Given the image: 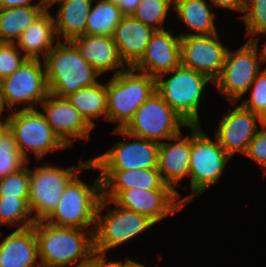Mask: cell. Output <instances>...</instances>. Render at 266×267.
Segmentation results:
<instances>
[{"label":"cell","mask_w":266,"mask_h":267,"mask_svg":"<svg viewBox=\"0 0 266 267\" xmlns=\"http://www.w3.org/2000/svg\"><path fill=\"white\" fill-rule=\"evenodd\" d=\"M66 98L92 127L96 124L93 118L103 115L107 121L106 84L97 82L71 93Z\"/></svg>","instance_id":"83f0119b"},{"label":"cell","mask_w":266,"mask_h":267,"mask_svg":"<svg viewBox=\"0 0 266 267\" xmlns=\"http://www.w3.org/2000/svg\"><path fill=\"white\" fill-rule=\"evenodd\" d=\"M155 31L132 16L122 17L115 28L113 40L125 65L133 67L141 59Z\"/></svg>","instance_id":"ffe728a7"},{"label":"cell","mask_w":266,"mask_h":267,"mask_svg":"<svg viewBox=\"0 0 266 267\" xmlns=\"http://www.w3.org/2000/svg\"><path fill=\"white\" fill-rule=\"evenodd\" d=\"M205 0H174L172 8L188 29L197 32L196 35H212L217 33L214 16ZM210 6V7H208Z\"/></svg>","instance_id":"484cf974"},{"label":"cell","mask_w":266,"mask_h":267,"mask_svg":"<svg viewBox=\"0 0 266 267\" xmlns=\"http://www.w3.org/2000/svg\"><path fill=\"white\" fill-rule=\"evenodd\" d=\"M261 126L262 130H258L254 138L250 141L245 155L255 160L266 174V122Z\"/></svg>","instance_id":"8d00e7d4"},{"label":"cell","mask_w":266,"mask_h":267,"mask_svg":"<svg viewBox=\"0 0 266 267\" xmlns=\"http://www.w3.org/2000/svg\"><path fill=\"white\" fill-rule=\"evenodd\" d=\"M43 61L50 94L67 97L98 82L100 74L82 58L71 41L57 40Z\"/></svg>","instance_id":"7a4b0ae2"},{"label":"cell","mask_w":266,"mask_h":267,"mask_svg":"<svg viewBox=\"0 0 266 267\" xmlns=\"http://www.w3.org/2000/svg\"><path fill=\"white\" fill-rule=\"evenodd\" d=\"M41 63L40 59H27L13 74L0 81L4 108L7 107L9 111L17 104H24V110L35 109L34 105L41 103L50 94L45 66Z\"/></svg>","instance_id":"7c38bea8"},{"label":"cell","mask_w":266,"mask_h":267,"mask_svg":"<svg viewBox=\"0 0 266 267\" xmlns=\"http://www.w3.org/2000/svg\"><path fill=\"white\" fill-rule=\"evenodd\" d=\"M98 171L102 181V191H125L134 188L142 190L172 189L165 184L158 168Z\"/></svg>","instance_id":"603a6c76"},{"label":"cell","mask_w":266,"mask_h":267,"mask_svg":"<svg viewBox=\"0 0 266 267\" xmlns=\"http://www.w3.org/2000/svg\"><path fill=\"white\" fill-rule=\"evenodd\" d=\"M32 0H0V9H8L21 6H46L45 3L40 0L39 3L33 4Z\"/></svg>","instance_id":"ab89813d"},{"label":"cell","mask_w":266,"mask_h":267,"mask_svg":"<svg viewBox=\"0 0 266 267\" xmlns=\"http://www.w3.org/2000/svg\"><path fill=\"white\" fill-rule=\"evenodd\" d=\"M4 106H3V104H2V100H1V96H0V118H1V114H2V112L4 111ZM0 121H3L2 119H0Z\"/></svg>","instance_id":"f6af8a7d"},{"label":"cell","mask_w":266,"mask_h":267,"mask_svg":"<svg viewBox=\"0 0 266 267\" xmlns=\"http://www.w3.org/2000/svg\"><path fill=\"white\" fill-rule=\"evenodd\" d=\"M240 18L246 25V35H253L248 41H255V35L266 34V0H246Z\"/></svg>","instance_id":"d6a6232c"},{"label":"cell","mask_w":266,"mask_h":267,"mask_svg":"<svg viewBox=\"0 0 266 267\" xmlns=\"http://www.w3.org/2000/svg\"><path fill=\"white\" fill-rule=\"evenodd\" d=\"M6 122L14 134L19 152L28 163L29 150L39 161L43 155L67 147L47 123L44 113L37 108L15 111L6 118Z\"/></svg>","instance_id":"9c48e42d"},{"label":"cell","mask_w":266,"mask_h":267,"mask_svg":"<svg viewBox=\"0 0 266 267\" xmlns=\"http://www.w3.org/2000/svg\"><path fill=\"white\" fill-rule=\"evenodd\" d=\"M41 105L44 107L47 123L67 146H72L77 138L89 139V134L94 127L83 118L66 97L49 94Z\"/></svg>","instance_id":"e0dca14e"},{"label":"cell","mask_w":266,"mask_h":267,"mask_svg":"<svg viewBox=\"0 0 266 267\" xmlns=\"http://www.w3.org/2000/svg\"><path fill=\"white\" fill-rule=\"evenodd\" d=\"M209 81L206 75L179 65L156 77V92L189 125H200L198 108Z\"/></svg>","instance_id":"277c9868"},{"label":"cell","mask_w":266,"mask_h":267,"mask_svg":"<svg viewBox=\"0 0 266 267\" xmlns=\"http://www.w3.org/2000/svg\"><path fill=\"white\" fill-rule=\"evenodd\" d=\"M180 36V65L206 75L214 83L222 71L228 51L221 44L218 34L184 33Z\"/></svg>","instance_id":"9a60e30c"},{"label":"cell","mask_w":266,"mask_h":267,"mask_svg":"<svg viewBox=\"0 0 266 267\" xmlns=\"http://www.w3.org/2000/svg\"><path fill=\"white\" fill-rule=\"evenodd\" d=\"M29 168L26 164L14 173L0 179V197H28Z\"/></svg>","instance_id":"836d02e7"},{"label":"cell","mask_w":266,"mask_h":267,"mask_svg":"<svg viewBox=\"0 0 266 267\" xmlns=\"http://www.w3.org/2000/svg\"><path fill=\"white\" fill-rule=\"evenodd\" d=\"M34 231L37 239L41 267L81 266L91 262L94 253V228L85 229L36 221Z\"/></svg>","instance_id":"6da1fadb"},{"label":"cell","mask_w":266,"mask_h":267,"mask_svg":"<svg viewBox=\"0 0 266 267\" xmlns=\"http://www.w3.org/2000/svg\"><path fill=\"white\" fill-rule=\"evenodd\" d=\"M106 254L105 253H99V252H94L92 255L91 263L95 267H131L136 261L127 258L126 256V261H109L107 262L106 260Z\"/></svg>","instance_id":"74e56055"},{"label":"cell","mask_w":266,"mask_h":267,"mask_svg":"<svg viewBox=\"0 0 266 267\" xmlns=\"http://www.w3.org/2000/svg\"><path fill=\"white\" fill-rule=\"evenodd\" d=\"M180 39L171 31L156 30L141 59L133 66L135 70L150 76L172 71L180 65Z\"/></svg>","instance_id":"ac0fdd59"},{"label":"cell","mask_w":266,"mask_h":267,"mask_svg":"<svg viewBox=\"0 0 266 267\" xmlns=\"http://www.w3.org/2000/svg\"><path fill=\"white\" fill-rule=\"evenodd\" d=\"M211 1V5L214 7H224L236 11L243 12L244 2L242 0H208Z\"/></svg>","instance_id":"f35d334b"},{"label":"cell","mask_w":266,"mask_h":267,"mask_svg":"<svg viewBox=\"0 0 266 267\" xmlns=\"http://www.w3.org/2000/svg\"><path fill=\"white\" fill-rule=\"evenodd\" d=\"M7 127L6 119L4 121H0V133Z\"/></svg>","instance_id":"ee69618b"},{"label":"cell","mask_w":266,"mask_h":267,"mask_svg":"<svg viewBox=\"0 0 266 267\" xmlns=\"http://www.w3.org/2000/svg\"><path fill=\"white\" fill-rule=\"evenodd\" d=\"M114 133L129 137L128 141L115 143L111 149L90 158L91 168L96 170H136L157 168L159 143L115 128ZM134 139L133 141H131Z\"/></svg>","instance_id":"4fadbf2b"},{"label":"cell","mask_w":266,"mask_h":267,"mask_svg":"<svg viewBox=\"0 0 266 267\" xmlns=\"http://www.w3.org/2000/svg\"><path fill=\"white\" fill-rule=\"evenodd\" d=\"M110 203L111 200L102 197L97 208L93 232L94 252L106 254L110 248L130 241L156 224L147 216L118 205L109 208L105 216L102 215L101 211Z\"/></svg>","instance_id":"52a82bcc"},{"label":"cell","mask_w":266,"mask_h":267,"mask_svg":"<svg viewBox=\"0 0 266 267\" xmlns=\"http://www.w3.org/2000/svg\"><path fill=\"white\" fill-rule=\"evenodd\" d=\"M260 53H261L262 62L266 61V43L264 44V48L262 49Z\"/></svg>","instance_id":"b9f144b4"},{"label":"cell","mask_w":266,"mask_h":267,"mask_svg":"<svg viewBox=\"0 0 266 267\" xmlns=\"http://www.w3.org/2000/svg\"><path fill=\"white\" fill-rule=\"evenodd\" d=\"M42 1L48 8H50L53 5V3L56 2L57 0H42Z\"/></svg>","instance_id":"7bdbcfd3"},{"label":"cell","mask_w":266,"mask_h":267,"mask_svg":"<svg viewBox=\"0 0 266 267\" xmlns=\"http://www.w3.org/2000/svg\"><path fill=\"white\" fill-rule=\"evenodd\" d=\"M251 87L253 88L250 98L243 100L241 105L266 122V69L258 74Z\"/></svg>","instance_id":"e575fe53"},{"label":"cell","mask_w":266,"mask_h":267,"mask_svg":"<svg viewBox=\"0 0 266 267\" xmlns=\"http://www.w3.org/2000/svg\"><path fill=\"white\" fill-rule=\"evenodd\" d=\"M61 3L54 18L55 32L58 41L63 37L64 41H72L85 35L87 17L90 13L93 0H57ZM61 36V37H60Z\"/></svg>","instance_id":"d4e9b609"},{"label":"cell","mask_w":266,"mask_h":267,"mask_svg":"<svg viewBox=\"0 0 266 267\" xmlns=\"http://www.w3.org/2000/svg\"><path fill=\"white\" fill-rule=\"evenodd\" d=\"M71 42L76 46L82 58L100 75L111 70H115L114 75H117L125 70L122 69L125 68V63L119 56L113 36L85 34Z\"/></svg>","instance_id":"44dd1931"},{"label":"cell","mask_w":266,"mask_h":267,"mask_svg":"<svg viewBox=\"0 0 266 267\" xmlns=\"http://www.w3.org/2000/svg\"><path fill=\"white\" fill-rule=\"evenodd\" d=\"M102 197L111 200L121 208L143 214L155 223L177 212L185 205L178 200L180 199L178 193L173 189L134 188L125 191H102Z\"/></svg>","instance_id":"5bb4252c"},{"label":"cell","mask_w":266,"mask_h":267,"mask_svg":"<svg viewBox=\"0 0 266 267\" xmlns=\"http://www.w3.org/2000/svg\"><path fill=\"white\" fill-rule=\"evenodd\" d=\"M170 140L174 142L159 143L157 168L165 184L175 190L180 198L174 185L189 176L191 136L183 138V133H180Z\"/></svg>","instance_id":"d6986e66"},{"label":"cell","mask_w":266,"mask_h":267,"mask_svg":"<svg viewBox=\"0 0 266 267\" xmlns=\"http://www.w3.org/2000/svg\"><path fill=\"white\" fill-rule=\"evenodd\" d=\"M101 198L100 175L91 187L76 175L65 187L56 208L44 221L56 226L85 229L92 225L95 228Z\"/></svg>","instance_id":"5b68a950"},{"label":"cell","mask_w":266,"mask_h":267,"mask_svg":"<svg viewBox=\"0 0 266 267\" xmlns=\"http://www.w3.org/2000/svg\"><path fill=\"white\" fill-rule=\"evenodd\" d=\"M123 13L120 7L111 1L99 0L91 7L85 26L86 35L113 36L115 28L121 22Z\"/></svg>","instance_id":"f1b7e54d"},{"label":"cell","mask_w":266,"mask_h":267,"mask_svg":"<svg viewBox=\"0 0 266 267\" xmlns=\"http://www.w3.org/2000/svg\"><path fill=\"white\" fill-rule=\"evenodd\" d=\"M182 126L189 124L155 91L135 112L124 130L131 135L161 143V139L170 140L180 134Z\"/></svg>","instance_id":"30bf717a"},{"label":"cell","mask_w":266,"mask_h":267,"mask_svg":"<svg viewBox=\"0 0 266 267\" xmlns=\"http://www.w3.org/2000/svg\"><path fill=\"white\" fill-rule=\"evenodd\" d=\"M46 9L19 36L15 45L27 59L43 58L53 49L56 32L53 15Z\"/></svg>","instance_id":"cb8c5ba5"},{"label":"cell","mask_w":266,"mask_h":267,"mask_svg":"<svg viewBox=\"0 0 266 267\" xmlns=\"http://www.w3.org/2000/svg\"><path fill=\"white\" fill-rule=\"evenodd\" d=\"M26 60L15 43L0 42V81L13 74Z\"/></svg>","instance_id":"d590c367"},{"label":"cell","mask_w":266,"mask_h":267,"mask_svg":"<svg viewBox=\"0 0 266 267\" xmlns=\"http://www.w3.org/2000/svg\"><path fill=\"white\" fill-rule=\"evenodd\" d=\"M76 267H95V266L91 262H89L88 264L76 266Z\"/></svg>","instance_id":"7dc6e473"},{"label":"cell","mask_w":266,"mask_h":267,"mask_svg":"<svg viewBox=\"0 0 266 267\" xmlns=\"http://www.w3.org/2000/svg\"><path fill=\"white\" fill-rule=\"evenodd\" d=\"M28 204V197H0V226L8 224L11 227L26 228L36 221Z\"/></svg>","instance_id":"f546056e"},{"label":"cell","mask_w":266,"mask_h":267,"mask_svg":"<svg viewBox=\"0 0 266 267\" xmlns=\"http://www.w3.org/2000/svg\"><path fill=\"white\" fill-rule=\"evenodd\" d=\"M171 4H174V0H141L131 16L155 30H163Z\"/></svg>","instance_id":"1f68e13d"},{"label":"cell","mask_w":266,"mask_h":267,"mask_svg":"<svg viewBox=\"0 0 266 267\" xmlns=\"http://www.w3.org/2000/svg\"><path fill=\"white\" fill-rule=\"evenodd\" d=\"M258 41V37L255 41H247L236 53L228 50L222 71L213 83L231 103L240 100L261 72Z\"/></svg>","instance_id":"8fae6325"},{"label":"cell","mask_w":266,"mask_h":267,"mask_svg":"<svg viewBox=\"0 0 266 267\" xmlns=\"http://www.w3.org/2000/svg\"><path fill=\"white\" fill-rule=\"evenodd\" d=\"M200 126H188L191 130L189 176L193 193L180 199L184 204L190 202L194 195H201L208 186L216 184L230 159L218 139L211 140Z\"/></svg>","instance_id":"8992f818"},{"label":"cell","mask_w":266,"mask_h":267,"mask_svg":"<svg viewBox=\"0 0 266 267\" xmlns=\"http://www.w3.org/2000/svg\"><path fill=\"white\" fill-rule=\"evenodd\" d=\"M47 6H21L0 9V42L16 43L22 32L37 19Z\"/></svg>","instance_id":"4316f807"},{"label":"cell","mask_w":266,"mask_h":267,"mask_svg":"<svg viewBox=\"0 0 266 267\" xmlns=\"http://www.w3.org/2000/svg\"><path fill=\"white\" fill-rule=\"evenodd\" d=\"M257 121L261 125L265 122L241 104L223 115L215 137L230 158H233L236 152L246 153L250 141L258 131Z\"/></svg>","instance_id":"2e32d148"},{"label":"cell","mask_w":266,"mask_h":267,"mask_svg":"<svg viewBox=\"0 0 266 267\" xmlns=\"http://www.w3.org/2000/svg\"><path fill=\"white\" fill-rule=\"evenodd\" d=\"M84 169H91L90 159L73 168H60L52 165L29 169L28 204L36 212L35 221L45 220L56 208L67 184Z\"/></svg>","instance_id":"ba28073f"},{"label":"cell","mask_w":266,"mask_h":267,"mask_svg":"<svg viewBox=\"0 0 266 267\" xmlns=\"http://www.w3.org/2000/svg\"><path fill=\"white\" fill-rule=\"evenodd\" d=\"M131 267H145V265L135 262Z\"/></svg>","instance_id":"bcb514c9"},{"label":"cell","mask_w":266,"mask_h":267,"mask_svg":"<svg viewBox=\"0 0 266 267\" xmlns=\"http://www.w3.org/2000/svg\"><path fill=\"white\" fill-rule=\"evenodd\" d=\"M155 91L156 78L133 67L113 75L106 83L107 121L119 122L117 129H124Z\"/></svg>","instance_id":"3957f363"},{"label":"cell","mask_w":266,"mask_h":267,"mask_svg":"<svg viewBox=\"0 0 266 267\" xmlns=\"http://www.w3.org/2000/svg\"><path fill=\"white\" fill-rule=\"evenodd\" d=\"M38 257L33 225L14 230L0 243V267H41Z\"/></svg>","instance_id":"7402d4cb"},{"label":"cell","mask_w":266,"mask_h":267,"mask_svg":"<svg viewBox=\"0 0 266 267\" xmlns=\"http://www.w3.org/2000/svg\"><path fill=\"white\" fill-rule=\"evenodd\" d=\"M27 163L18 150L13 132L7 126L0 133V179L18 171Z\"/></svg>","instance_id":"4dcf8cb0"},{"label":"cell","mask_w":266,"mask_h":267,"mask_svg":"<svg viewBox=\"0 0 266 267\" xmlns=\"http://www.w3.org/2000/svg\"><path fill=\"white\" fill-rule=\"evenodd\" d=\"M106 1H111L113 3H116L120 7L123 15H129V16H131L134 13L139 3L141 2V0H106Z\"/></svg>","instance_id":"60d3db41"}]
</instances>
